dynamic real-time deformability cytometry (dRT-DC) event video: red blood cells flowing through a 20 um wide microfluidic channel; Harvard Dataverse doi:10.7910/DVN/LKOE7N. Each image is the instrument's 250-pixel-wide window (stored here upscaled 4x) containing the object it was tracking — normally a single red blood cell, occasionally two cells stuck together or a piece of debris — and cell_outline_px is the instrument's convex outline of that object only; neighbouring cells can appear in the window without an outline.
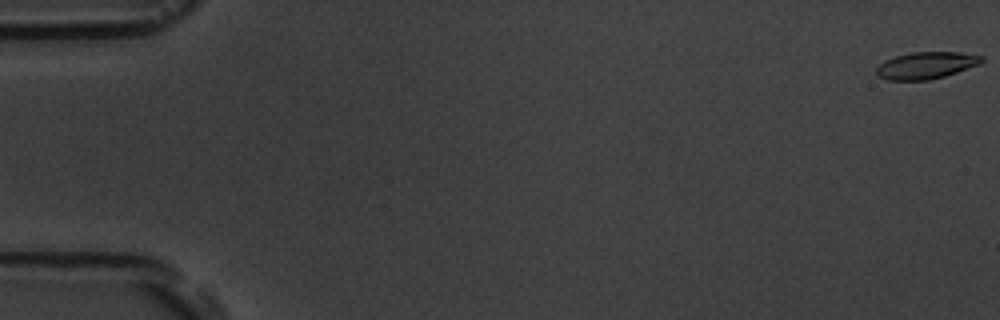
{"species": "common noctule bat (a hibernating species)", "species_latin": "Nyctalus noctula", "temperature_condition": "room temperature", "stored_images_in_passage": 6, "camera_frame_rate_fps": 3000, "um_per_image_px": 0.085, "animal": {"sex": "male", "body_mass_g": 19.5, "forearm_length_mm": 54.6}, "frame": {"image": 1, "passage_image": 1, "time_ms": 0.0, "image_size_px": [1000, 320], "cell_outline_px": [[984, 60], [980, 64], [944, 76], [928, 80], [888, 80], [876, 76], [876, 68], [884, 60], [896, 56], [912, 52], [960, 52], [984, 56]], "centroid_in_image_um": [78.71, 5.55], "position_along_channel_um": 6.3, "area_um2": 16.53}}
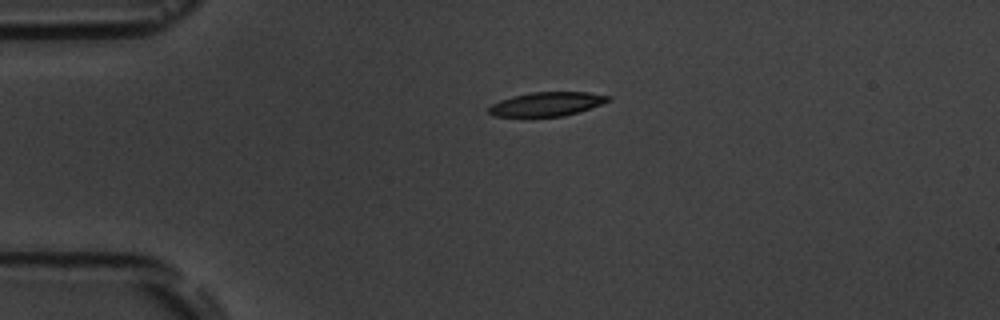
{"frame": {"image": 2, "passage_image": 5, "time_ms": 4.333, "image_size_px": [1000, 320], "cell_outline_px": [[612, 100], [564, 116], [496, 116], [488, 112], [488, 108], [492, 104], [500, 100], [512, 96], [532, 92], [588, 92], [612, 96]], "centroid_in_image_um": [46.48, 8.83], "position_along_channel_um": 38.5, "area_um2": 16.47}}